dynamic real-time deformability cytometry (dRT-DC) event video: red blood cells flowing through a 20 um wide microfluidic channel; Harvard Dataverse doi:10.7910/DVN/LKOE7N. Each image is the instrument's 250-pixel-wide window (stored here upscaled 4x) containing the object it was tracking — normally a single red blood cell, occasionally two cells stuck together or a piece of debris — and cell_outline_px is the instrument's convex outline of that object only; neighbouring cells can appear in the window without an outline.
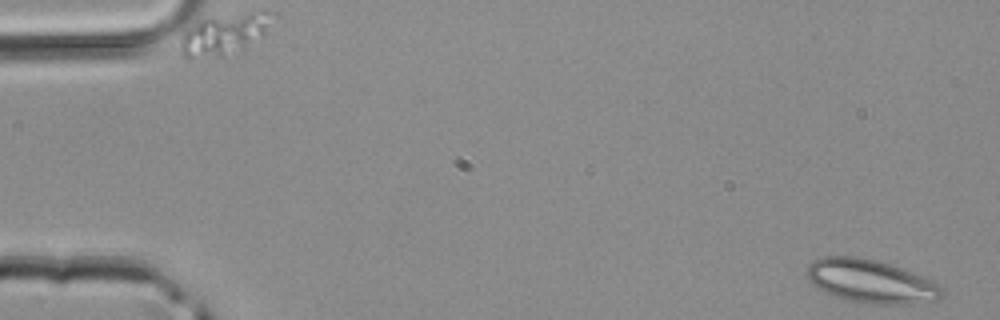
{"species": "common noctule bat (a hibernating species)", "species_latin": "Nyctalus noctula", "temperature_condition": "room temperature", "stored_images_in_passage": 44, "camera_frame_rate_fps": 3000, "um_per_image_px": 0.085, "animal": {"sex": "male", "body_mass_g": 20.4}, "frame": {"image": 1, "passage_image": 1, "time_ms": 0.0, "image_size_px": [1000, 320], "cell_outline_px": [[944, 296], [936, 300], [904, 304], [872, 304], [852, 300], [836, 296], [824, 292], [812, 284], [808, 280], [808, 264], [812, 260], [824, 256], [856, 256], [876, 260], [924, 276], [940, 284], [944, 292]], "centroid_in_image_um": [74.04, 23.9], "position_along_channel_um": 11.0, "area_um2": 33.99}}
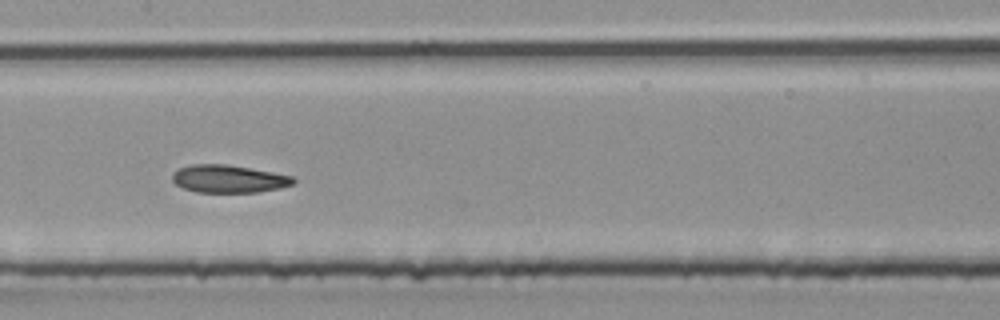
{"frame": {"image": 2, "passage_image": 22, "time_ms": 7.0, "image_size_px": [1000, 320], "cell_outline_px": [[296, 180], [292, 184], [280, 188], [256, 192], [196, 192], [184, 188], [176, 184], [172, 180], [172, 172], [180, 168], [192, 164], [224, 164], [272, 172], [292, 176]], "centroid_in_image_um": [19.41, 15.2], "position_along_channel_um": 188.0, "area_um2": 19.36}}
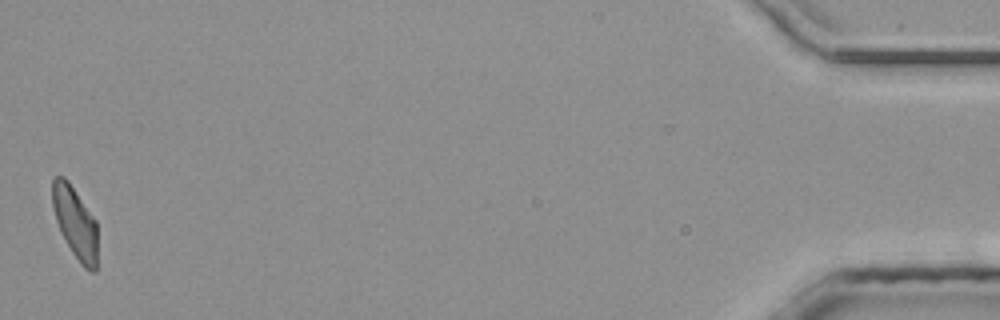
{"frame": {"image": 3, "passage_image": 44, "time_ms": 14.333, "image_size_px": [1000, 320], "cell_outline_px": [[96, 272], [92, 272], [84, 268], [80, 264], [72, 252], [60, 232], [56, 220], [52, 204], [52, 180], [56, 176], [64, 176], [68, 180], [96, 220]], "centroid_in_image_um": [6.37, 18.91], "position_along_channel_um": 428.8, "area_um2": 18.79}}